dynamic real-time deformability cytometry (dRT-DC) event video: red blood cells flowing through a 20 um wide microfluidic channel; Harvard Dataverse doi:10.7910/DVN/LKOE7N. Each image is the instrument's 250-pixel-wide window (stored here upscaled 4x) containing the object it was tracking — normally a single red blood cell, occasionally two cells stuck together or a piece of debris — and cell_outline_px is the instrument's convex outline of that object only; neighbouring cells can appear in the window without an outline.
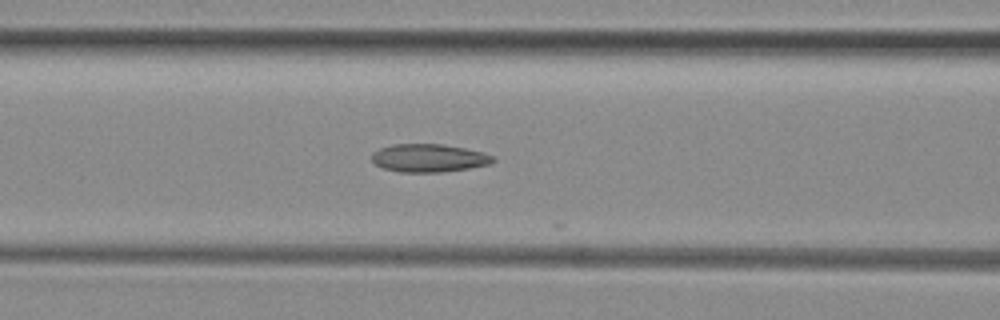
{"species": "common noctule bat (a hibernating species)", "species_latin": "Nyctalus noctula", "temperature_condition": "room temperature", "stored_images_in_passage": 21, "camera_frame_rate_fps": 3000, "um_per_image_px": 0.085, "animal": {"sex": "female", "body_mass_g": 29.2, "forearm_length_mm": 56.3}, "frame": {"image": 1, "passage_image": 20, "time_ms": 6.333, "image_size_px": [1000, 320], "cell_outline_px": [[496, 160], [488, 164], [468, 168], [440, 172], [400, 172], [384, 168], [376, 164], [372, 160], [372, 152], [380, 148], [392, 144], [444, 144], [484, 152], [492, 156]], "centroid_in_image_um": [36.44, 13.42], "position_along_channel_um": 130.2, "area_um2": 19.71}}